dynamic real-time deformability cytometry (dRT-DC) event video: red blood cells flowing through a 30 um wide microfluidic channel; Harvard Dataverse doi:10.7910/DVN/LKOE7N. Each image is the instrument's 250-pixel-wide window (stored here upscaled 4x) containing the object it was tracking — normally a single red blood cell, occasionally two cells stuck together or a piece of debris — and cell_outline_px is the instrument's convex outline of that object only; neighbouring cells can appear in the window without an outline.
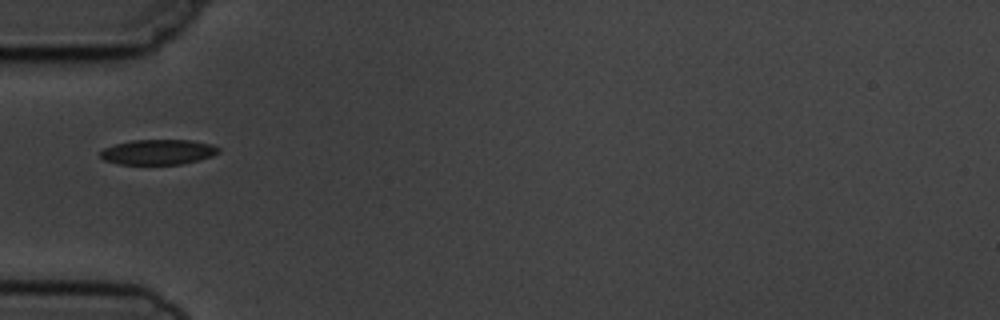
{"species": "common noctule bat (a hibernating species)", "species_latin": "Nyctalus noctula", "temperature_condition": "cold", "stored_images_in_passage": 8, "segment_of_instrument_passage": [2, 2], "camera_frame_rate_fps": 3000, "um_per_image_px": 0.085, "animal": {"sex": "male", "body_mass_g": 19.5, "forearm_length_mm": 54.6}, "frame": {"image": 1, "passage_image": 5, "time_ms": 4.667, "image_size_px": [1000, 320], "cell_outline_px": [[220, 152], [212, 156], [200, 160], [180, 164], [116, 164], [104, 160], [100, 156], [100, 152], [104, 148], [116, 144], [132, 140], [188, 140], [212, 144], [220, 148]], "centroid_in_image_um": [13.45, 12.92], "position_along_channel_um": 71.5, "area_um2": 17.34}}
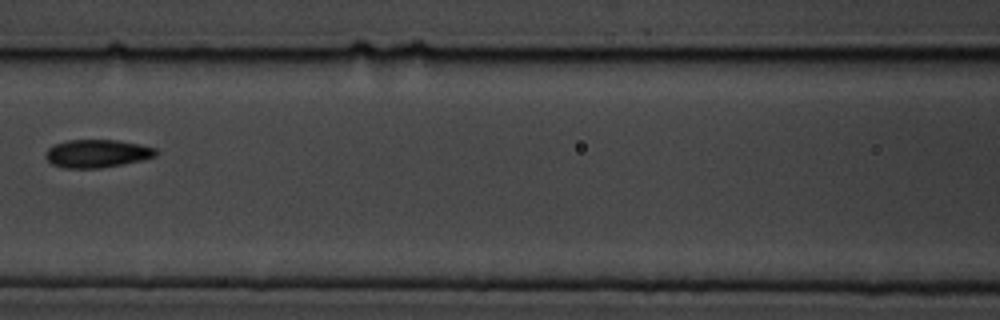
{"frame": {"image": 2, "passage_image": 7, "time_ms": 7.0, "image_size_px": [1000, 320], "cell_outline_px": [[156, 156], [140, 160], [100, 168], [64, 168], [52, 164], [44, 156], [48, 148], [56, 144], [68, 140], [116, 140], [140, 144], [156, 148]], "centroid_in_image_um": [8.23, 13.04], "position_along_channel_um": 158.4, "area_um2": 17.8}}
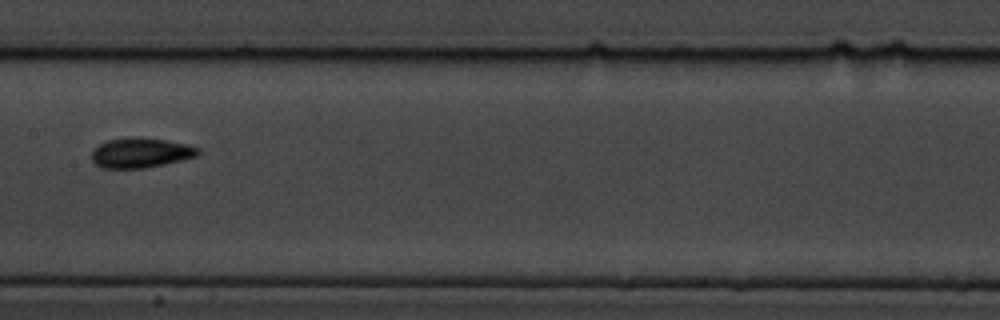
{"frame": {"image": 3, "passage_image": 8, "time_ms": 8.0, "image_size_px": [1000, 320], "cell_outline_px": [[200, 152], [196, 156], [164, 164], [144, 168], [100, 168], [92, 160], [92, 148], [108, 140], [136, 136], [164, 140], [184, 144], [200, 148]], "centroid_in_image_um": [11.91, 12.98], "position_along_channel_um": 195.5, "area_um2": 18.44}}